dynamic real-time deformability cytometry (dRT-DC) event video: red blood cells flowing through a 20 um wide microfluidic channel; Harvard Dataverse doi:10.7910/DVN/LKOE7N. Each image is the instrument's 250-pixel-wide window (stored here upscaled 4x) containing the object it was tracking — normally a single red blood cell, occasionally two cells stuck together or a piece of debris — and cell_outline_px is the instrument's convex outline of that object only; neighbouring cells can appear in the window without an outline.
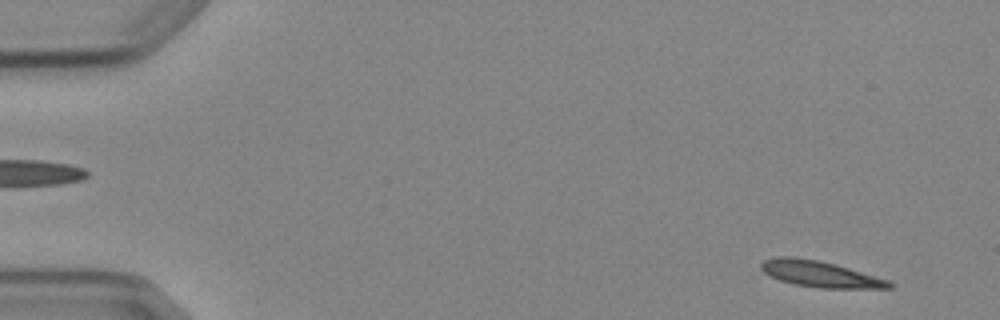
{"species": "Egyptian fruit bat (a non-hibernating species)", "species_latin": "Rousettus aegyptiacus", "temperature_condition": "cold", "stored_images_in_passage": 5, "segment_of_instrument_passage": [2, 2], "camera_frame_rate_fps": 3000, "um_per_image_px": 0.085, "animal": {"sex": "female"}, "frame": {"image": 1, "passage_image": 5, "time_ms": 4.667, "image_size_px": [1000, 320], "cell_outline_px": [[892, 288], [820, 288], [792, 284], [780, 280], [764, 272], [760, 268], [760, 264], [764, 260], [776, 256], [796, 256], [836, 264], [888, 280], [892, 284]], "centroid_in_image_um": [69.66, 23.28], "position_along_channel_um": 15.3, "area_um2": 19.42}}